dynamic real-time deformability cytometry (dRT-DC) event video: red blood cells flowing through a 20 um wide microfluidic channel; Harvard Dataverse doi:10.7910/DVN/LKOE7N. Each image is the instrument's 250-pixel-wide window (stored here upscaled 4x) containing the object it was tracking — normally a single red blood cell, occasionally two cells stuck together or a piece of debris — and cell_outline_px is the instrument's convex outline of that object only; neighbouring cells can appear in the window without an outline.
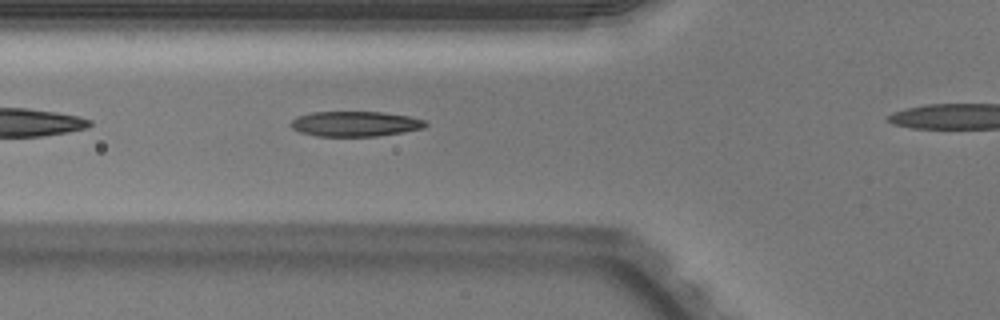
{"species": "Egyptian fruit bat (a non-hibernating species)", "species_latin": "Rousettus aegyptiacus", "temperature_condition": "warm", "stored_images_in_passage": 30, "camera_frame_rate_fps": 3000, "um_per_image_px": 0.085, "animal": {"sex": "male"}, "frame": {"image": 1, "passage_image": 4, "time_ms": 1.0, "image_size_px": [1000, 320], "cell_outline_px": [[428, 124], [424, 128], [404, 132], [376, 136], [316, 136], [300, 132], [292, 128], [288, 124], [296, 116], [312, 112], [384, 112], [412, 116], [424, 120]], "centroid_in_image_um": [30.19, 10.52], "position_along_channel_um": 95.6, "area_um2": 19.94}}
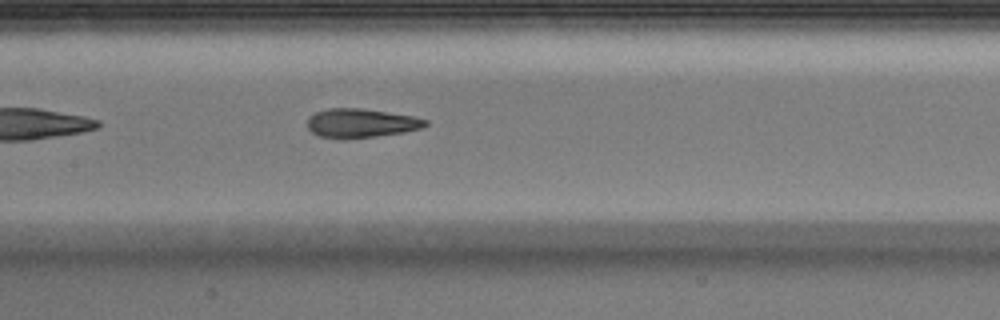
{"frame": {"image": 2, "passage_image": 10, "time_ms": 3.0, "image_size_px": [1000, 320], "cell_outline_px": [[428, 124], [420, 128], [404, 132], [376, 136], [320, 136], [312, 132], [308, 128], [308, 120], [316, 112], [328, 108], [360, 108], [388, 112], [412, 116], [428, 120]], "centroid_in_image_um": [30.73, 10.42], "position_along_channel_um": 176.7, "area_um2": 19.07}}
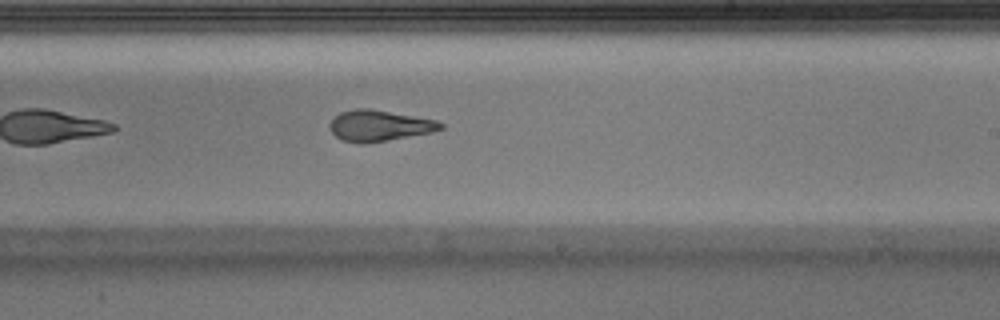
{"frame": {"image": 3, "passage_image": 16, "time_ms": 5.0, "image_size_px": [1000, 320], "cell_outline_px": [[444, 128], [432, 132], [368, 144], [360, 144], [344, 140], [336, 136], [328, 128], [328, 124], [340, 112], [356, 108], [372, 108], [436, 120], [444, 124]], "centroid_in_image_um": [32.23, 10.68], "position_along_channel_um": 256.8, "area_um2": 20.23}}